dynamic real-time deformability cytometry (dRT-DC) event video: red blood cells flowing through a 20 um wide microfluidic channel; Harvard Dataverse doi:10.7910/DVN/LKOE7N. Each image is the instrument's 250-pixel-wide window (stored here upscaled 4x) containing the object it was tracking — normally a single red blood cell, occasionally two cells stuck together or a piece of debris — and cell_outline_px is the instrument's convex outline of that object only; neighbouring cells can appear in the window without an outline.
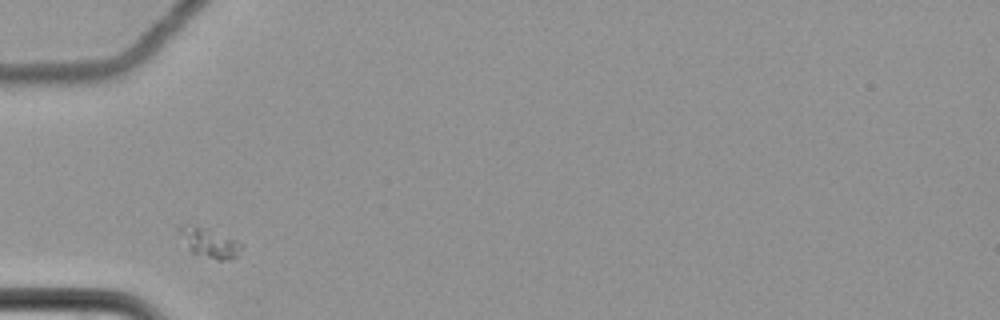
{"species": "common noctule bat (a hibernating species)", "species_latin": "Nyctalus noctula", "temperature_condition": "cold", "stored_images_in_passage": 1, "camera_frame_rate_fps": 3000, "um_per_image_px": 0.085, "animal": {"sex": "female", "body_mass_g": 22.7, "forearm_length_mm": 54.2}, "frame": {"image": 1, "passage_image": 1, "time_ms": 0.0, "image_size_px": [1000, 320], "cell_outline_px": [[240, 248], [236, 256], [224, 260], [216, 260], [192, 252], [176, 236], [180, 228], [184, 224], [192, 224], [240, 240]], "centroid_in_image_um": [17.72, 20.61], "position_along_channel_um": 67.3, "area_um2": 10.64}}